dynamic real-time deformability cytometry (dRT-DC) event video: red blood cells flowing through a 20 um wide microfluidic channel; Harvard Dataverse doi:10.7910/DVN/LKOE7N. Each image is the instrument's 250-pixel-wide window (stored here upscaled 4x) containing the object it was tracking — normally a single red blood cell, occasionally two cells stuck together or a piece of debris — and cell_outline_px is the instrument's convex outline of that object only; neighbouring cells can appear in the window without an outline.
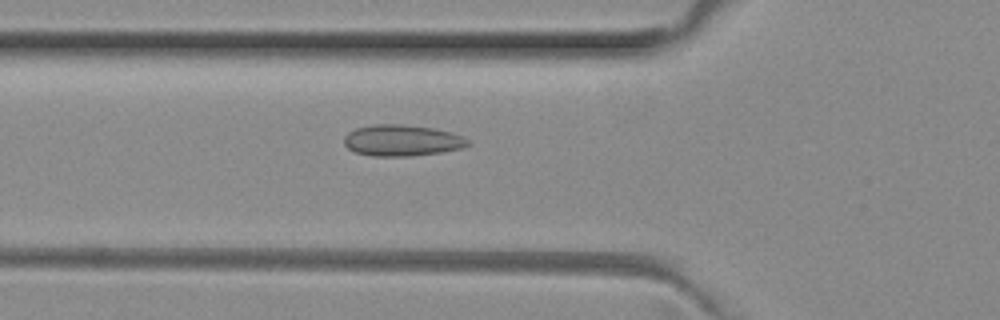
{"species": "common noctule bat (a hibernating species)", "species_latin": "Nyctalus noctula", "temperature_condition": "room temperature", "stored_images_in_passage": 35, "camera_frame_rate_fps": 3000, "um_per_image_px": 0.085, "animal": {"sex": "female", "body_mass_g": 29.2, "forearm_length_mm": 56.3}, "frame": {"image": 1, "passage_image": 7, "time_ms": 2.0, "image_size_px": [1000, 320], "cell_outline_px": [[468, 144], [460, 148], [440, 152], [412, 156], [372, 156], [356, 152], [348, 148], [344, 144], [344, 136], [348, 132], [356, 128], [372, 124], [404, 124], [432, 128], [452, 132], [464, 136], [468, 140]], "centroid_in_image_um": [34.14, 11.93], "position_along_channel_um": 91.7, "area_um2": 22.54}}
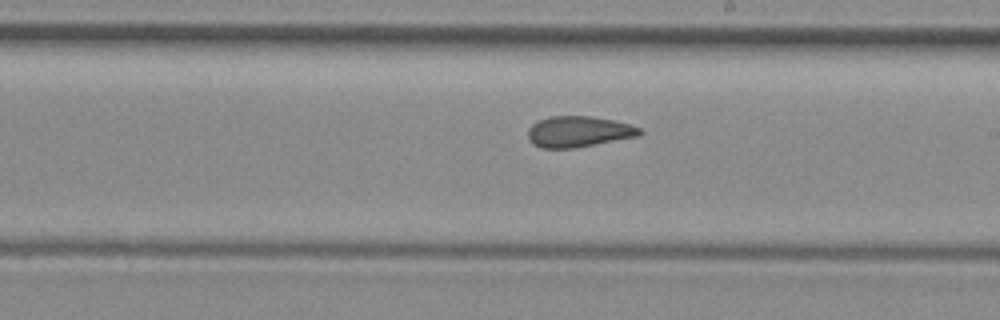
{"frame": {"image": 2, "passage_image": 18, "time_ms": 5.667, "image_size_px": [1000, 320], "cell_outline_px": [[644, 132], [640, 136], [572, 148], [540, 148], [532, 144], [528, 140], [528, 128], [532, 124], [540, 120], [552, 116], [592, 116], [612, 120], [628, 124], [640, 128]], "centroid_in_image_um": [49.16, 11.19], "position_along_channel_um": 239.8, "area_um2": 20.11}}
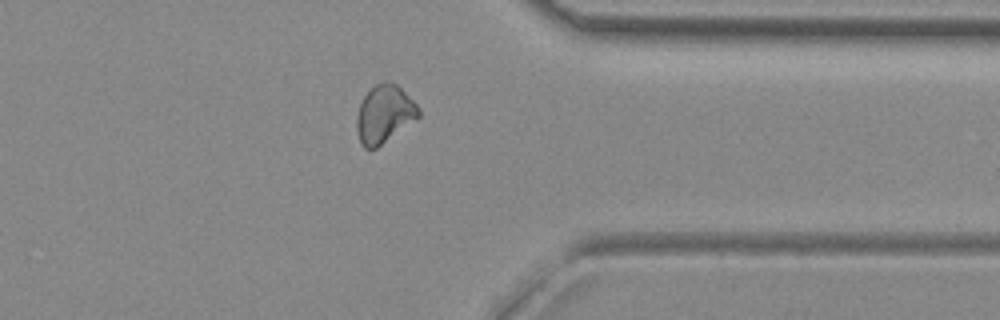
{"frame": {"image": 3, "passage_image": 29, "time_ms": 9.333, "image_size_px": [1000, 320], "cell_outline_px": [[420, 116], [376, 148], [364, 148], [360, 144], [356, 128], [356, 116], [360, 104], [364, 96], [376, 84], [384, 80], [388, 80], [396, 84], [420, 108]], "centroid_in_image_um": [32.64, 9.69], "position_along_channel_um": 378.8, "area_um2": 20.63}}